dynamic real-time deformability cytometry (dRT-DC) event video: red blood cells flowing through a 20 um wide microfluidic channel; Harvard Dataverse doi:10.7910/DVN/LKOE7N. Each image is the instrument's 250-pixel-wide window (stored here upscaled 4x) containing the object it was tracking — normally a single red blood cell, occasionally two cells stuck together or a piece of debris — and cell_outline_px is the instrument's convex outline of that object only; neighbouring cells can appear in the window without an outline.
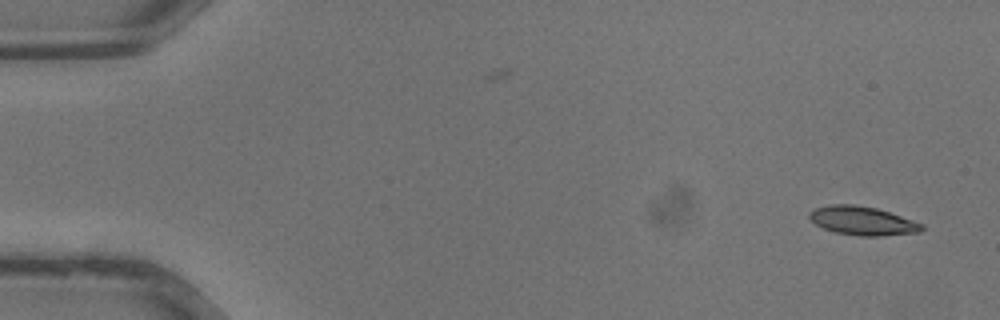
{"species": "common noctule bat (a hibernating species)", "species_latin": "Nyctalus noctula", "temperature_condition": "warm", "stored_images_in_passage": 11, "camera_frame_rate_fps": 3000, "um_per_image_px": 0.085, "animal": {"sex": "male", "body_mass_g": 13.3}, "frame": {"image": 1, "passage_image": 1, "time_ms": 0.0, "image_size_px": [1000, 320], "cell_outline_px": [[924, 228], [920, 232], [880, 236], [860, 236], [836, 232], [824, 228], [816, 224], [808, 216], [808, 212], [816, 208], [828, 204], [852, 204], [876, 208], [924, 224]], "centroid_in_image_um": [73.3, 18.76], "position_along_channel_um": 11.7, "area_um2": 18.67}}
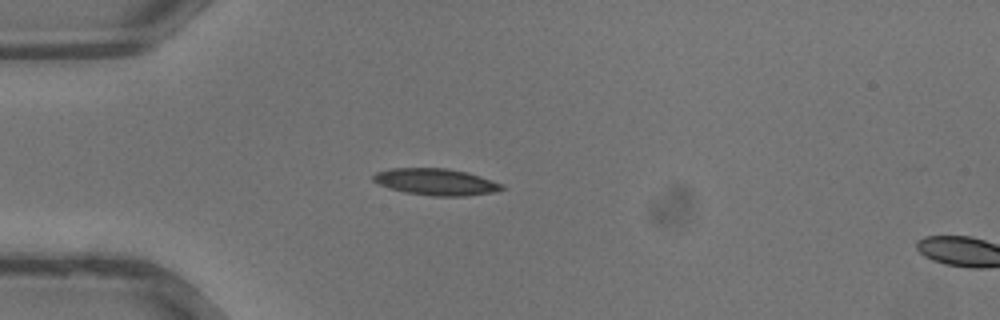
{"frame": {"image": 2, "passage_image": 9, "time_ms": 2.667, "image_size_px": [1000, 320], "cell_outline_px": [[504, 188], [492, 192], [468, 196], [432, 196], [404, 192], [388, 188], [372, 180], [372, 176], [376, 172], [392, 168], [448, 168], [468, 172], [504, 184]], "centroid_in_image_um": [37.05, 15.46], "position_along_channel_um": 48.0, "area_um2": 20.06}}